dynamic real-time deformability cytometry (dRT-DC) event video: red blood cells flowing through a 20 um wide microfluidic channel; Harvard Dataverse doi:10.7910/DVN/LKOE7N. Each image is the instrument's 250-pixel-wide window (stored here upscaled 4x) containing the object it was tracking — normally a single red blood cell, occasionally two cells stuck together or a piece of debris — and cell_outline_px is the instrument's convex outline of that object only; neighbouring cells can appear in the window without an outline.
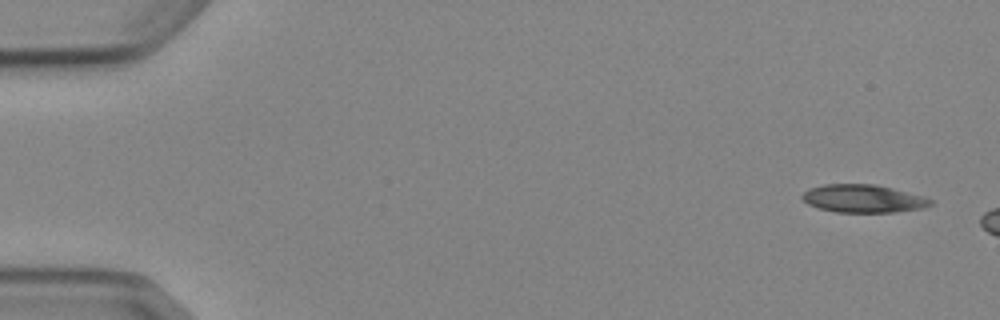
{"species": "Egyptian fruit bat (a non-hibernating species)", "species_latin": "Rousettus aegyptiacus", "temperature_condition": "cold", "stored_images_in_passage": 3, "camera_frame_rate_fps": 3000, "um_per_image_px": 0.085, "animal": {"sex": "female"}, "frame": {"image": 1, "passage_image": 1, "time_ms": 0.0, "image_size_px": [1000, 320], "cell_outline_px": [[932, 204], [924, 208], [896, 212], [836, 212], [820, 208], [808, 204], [800, 196], [808, 188], [824, 184], [876, 184], [924, 196], [932, 200]], "centroid_in_image_um": [73.38, 16.87], "position_along_channel_um": 11.6, "area_um2": 20.92}}